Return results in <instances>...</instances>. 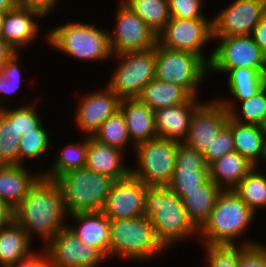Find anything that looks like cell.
Instances as JSON below:
<instances>
[{
  "label": "cell",
  "mask_w": 266,
  "mask_h": 267,
  "mask_svg": "<svg viewBox=\"0 0 266 267\" xmlns=\"http://www.w3.org/2000/svg\"><path fill=\"white\" fill-rule=\"evenodd\" d=\"M167 251L158 240L149 217L110 220V260L118 258L147 265L161 259Z\"/></svg>",
  "instance_id": "5b68a950"
},
{
  "label": "cell",
  "mask_w": 266,
  "mask_h": 267,
  "mask_svg": "<svg viewBox=\"0 0 266 267\" xmlns=\"http://www.w3.org/2000/svg\"><path fill=\"white\" fill-rule=\"evenodd\" d=\"M208 76L209 65L199 55L168 49L157 42L156 79L182 87L191 97H200Z\"/></svg>",
  "instance_id": "52a82bcc"
},
{
  "label": "cell",
  "mask_w": 266,
  "mask_h": 267,
  "mask_svg": "<svg viewBox=\"0 0 266 267\" xmlns=\"http://www.w3.org/2000/svg\"><path fill=\"white\" fill-rule=\"evenodd\" d=\"M251 37L256 45L266 56V13L259 20L258 24L254 27Z\"/></svg>",
  "instance_id": "bcb514c9"
},
{
  "label": "cell",
  "mask_w": 266,
  "mask_h": 267,
  "mask_svg": "<svg viewBox=\"0 0 266 267\" xmlns=\"http://www.w3.org/2000/svg\"><path fill=\"white\" fill-rule=\"evenodd\" d=\"M255 217L258 216L246 205L235 190H223L209 219L198 231L197 243L199 245L227 244L244 246L263 243L252 239L250 236L248 237L249 230L254 227L252 224L257 219Z\"/></svg>",
  "instance_id": "7a4b0ae2"
},
{
  "label": "cell",
  "mask_w": 266,
  "mask_h": 267,
  "mask_svg": "<svg viewBox=\"0 0 266 267\" xmlns=\"http://www.w3.org/2000/svg\"><path fill=\"white\" fill-rule=\"evenodd\" d=\"M81 141L67 143L63 148L60 146L59 154L46 166L47 169L41 170L42 176L55 180L58 176L73 169H83L86 166L87 156V136L81 137Z\"/></svg>",
  "instance_id": "f546056e"
},
{
  "label": "cell",
  "mask_w": 266,
  "mask_h": 267,
  "mask_svg": "<svg viewBox=\"0 0 266 267\" xmlns=\"http://www.w3.org/2000/svg\"><path fill=\"white\" fill-rule=\"evenodd\" d=\"M48 47L79 62H111L108 28L84 21H69L48 28ZM81 60V61H80Z\"/></svg>",
  "instance_id": "277c9868"
},
{
  "label": "cell",
  "mask_w": 266,
  "mask_h": 267,
  "mask_svg": "<svg viewBox=\"0 0 266 267\" xmlns=\"http://www.w3.org/2000/svg\"><path fill=\"white\" fill-rule=\"evenodd\" d=\"M144 207L158 240L168 251L187 240L197 242L198 230L190 222L182 199L167 186L147 185Z\"/></svg>",
  "instance_id": "3957f363"
},
{
  "label": "cell",
  "mask_w": 266,
  "mask_h": 267,
  "mask_svg": "<svg viewBox=\"0 0 266 267\" xmlns=\"http://www.w3.org/2000/svg\"><path fill=\"white\" fill-rule=\"evenodd\" d=\"M157 42L168 49L195 53L209 65L214 44L212 19L171 18L157 35Z\"/></svg>",
  "instance_id": "30bf717a"
},
{
  "label": "cell",
  "mask_w": 266,
  "mask_h": 267,
  "mask_svg": "<svg viewBox=\"0 0 266 267\" xmlns=\"http://www.w3.org/2000/svg\"><path fill=\"white\" fill-rule=\"evenodd\" d=\"M115 11V25L108 29L113 55L146 50L157 44L153 30L121 0Z\"/></svg>",
  "instance_id": "7c38bea8"
},
{
  "label": "cell",
  "mask_w": 266,
  "mask_h": 267,
  "mask_svg": "<svg viewBox=\"0 0 266 267\" xmlns=\"http://www.w3.org/2000/svg\"><path fill=\"white\" fill-rule=\"evenodd\" d=\"M126 154L129 155L120 149L97 141L92 136H87L85 168L108 175L115 180L124 179L131 174V165L126 162L128 158Z\"/></svg>",
  "instance_id": "7402d4cb"
},
{
  "label": "cell",
  "mask_w": 266,
  "mask_h": 267,
  "mask_svg": "<svg viewBox=\"0 0 266 267\" xmlns=\"http://www.w3.org/2000/svg\"><path fill=\"white\" fill-rule=\"evenodd\" d=\"M87 92L76 93L80 98L73 111V121L80 136H93L108 117L120 110L122 101L106 84Z\"/></svg>",
  "instance_id": "5bb4252c"
},
{
  "label": "cell",
  "mask_w": 266,
  "mask_h": 267,
  "mask_svg": "<svg viewBox=\"0 0 266 267\" xmlns=\"http://www.w3.org/2000/svg\"><path fill=\"white\" fill-rule=\"evenodd\" d=\"M12 217L32 242L37 238L44 247L67 226L68 215L58 183L41 176L12 211Z\"/></svg>",
  "instance_id": "6da1fadb"
},
{
  "label": "cell",
  "mask_w": 266,
  "mask_h": 267,
  "mask_svg": "<svg viewBox=\"0 0 266 267\" xmlns=\"http://www.w3.org/2000/svg\"><path fill=\"white\" fill-rule=\"evenodd\" d=\"M158 35L170 21L168 0H121Z\"/></svg>",
  "instance_id": "e575fe53"
},
{
  "label": "cell",
  "mask_w": 266,
  "mask_h": 267,
  "mask_svg": "<svg viewBox=\"0 0 266 267\" xmlns=\"http://www.w3.org/2000/svg\"><path fill=\"white\" fill-rule=\"evenodd\" d=\"M114 59L116 66L106 85L122 100L138 98L144 87L155 79L156 46L113 55L112 62Z\"/></svg>",
  "instance_id": "ba28073f"
},
{
  "label": "cell",
  "mask_w": 266,
  "mask_h": 267,
  "mask_svg": "<svg viewBox=\"0 0 266 267\" xmlns=\"http://www.w3.org/2000/svg\"><path fill=\"white\" fill-rule=\"evenodd\" d=\"M179 142L156 137L135 146L131 175L148 186H167L173 176ZM135 166V167H134Z\"/></svg>",
  "instance_id": "9c48e42d"
},
{
  "label": "cell",
  "mask_w": 266,
  "mask_h": 267,
  "mask_svg": "<svg viewBox=\"0 0 266 267\" xmlns=\"http://www.w3.org/2000/svg\"><path fill=\"white\" fill-rule=\"evenodd\" d=\"M146 184L131 174L116 180L102 212L110 220L145 216Z\"/></svg>",
  "instance_id": "ac0fdd59"
},
{
  "label": "cell",
  "mask_w": 266,
  "mask_h": 267,
  "mask_svg": "<svg viewBox=\"0 0 266 267\" xmlns=\"http://www.w3.org/2000/svg\"><path fill=\"white\" fill-rule=\"evenodd\" d=\"M200 247L204 250L205 267H238L241 254L249 246L201 244Z\"/></svg>",
  "instance_id": "f35d334b"
},
{
  "label": "cell",
  "mask_w": 266,
  "mask_h": 267,
  "mask_svg": "<svg viewBox=\"0 0 266 267\" xmlns=\"http://www.w3.org/2000/svg\"><path fill=\"white\" fill-rule=\"evenodd\" d=\"M238 267H266V243L249 246L241 254Z\"/></svg>",
  "instance_id": "7bdbcfd3"
},
{
  "label": "cell",
  "mask_w": 266,
  "mask_h": 267,
  "mask_svg": "<svg viewBox=\"0 0 266 267\" xmlns=\"http://www.w3.org/2000/svg\"><path fill=\"white\" fill-rule=\"evenodd\" d=\"M201 97H190L180 105L154 111L157 136L184 142L189 133L190 121L195 109L202 103Z\"/></svg>",
  "instance_id": "44dd1931"
},
{
  "label": "cell",
  "mask_w": 266,
  "mask_h": 267,
  "mask_svg": "<svg viewBox=\"0 0 266 267\" xmlns=\"http://www.w3.org/2000/svg\"><path fill=\"white\" fill-rule=\"evenodd\" d=\"M41 18L46 20L47 17L39 10L18 4L15 8L6 12L0 36L17 52H23L22 50L29 46L32 47L40 36L47 46L48 30L44 29L43 37L40 29L42 27L40 22H43Z\"/></svg>",
  "instance_id": "2e32d148"
},
{
  "label": "cell",
  "mask_w": 266,
  "mask_h": 267,
  "mask_svg": "<svg viewBox=\"0 0 266 267\" xmlns=\"http://www.w3.org/2000/svg\"><path fill=\"white\" fill-rule=\"evenodd\" d=\"M266 13V0H232L213 14V38L249 36Z\"/></svg>",
  "instance_id": "9a60e30c"
},
{
  "label": "cell",
  "mask_w": 266,
  "mask_h": 267,
  "mask_svg": "<svg viewBox=\"0 0 266 267\" xmlns=\"http://www.w3.org/2000/svg\"><path fill=\"white\" fill-rule=\"evenodd\" d=\"M9 267H50L46 250L41 247L40 250L32 252L28 257L19 260L16 264Z\"/></svg>",
  "instance_id": "ee69618b"
},
{
  "label": "cell",
  "mask_w": 266,
  "mask_h": 267,
  "mask_svg": "<svg viewBox=\"0 0 266 267\" xmlns=\"http://www.w3.org/2000/svg\"><path fill=\"white\" fill-rule=\"evenodd\" d=\"M190 97L182 87L155 78L144 87L138 98L155 111L180 105Z\"/></svg>",
  "instance_id": "4dcf8cb0"
},
{
  "label": "cell",
  "mask_w": 266,
  "mask_h": 267,
  "mask_svg": "<svg viewBox=\"0 0 266 267\" xmlns=\"http://www.w3.org/2000/svg\"><path fill=\"white\" fill-rule=\"evenodd\" d=\"M36 249L21 225L12 217L0 229V267H9Z\"/></svg>",
  "instance_id": "d4e9b609"
},
{
  "label": "cell",
  "mask_w": 266,
  "mask_h": 267,
  "mask_svg": "<svg viewBox=\"0 0 266 267\" xmlns=\"http://www.w3.org/2000/svg\"><path fill=\"white\" fill-rule=\"evenodd\" d=\"M205 0H168L171 18L176 19H212L204 12ZM205 7V8H204Z\"/></svg>",
  "instance_id": "60d3db41"
},
{
  "label": "cell",
  "mask_w": 266,
  "mask_h": 267,
  "mask_svg": "<svg viewBox=\"0 0 266 267\" xmlns=\"http://www.w3.org/2000/svg\"><path fill=\"white\" fill-rule=\"evenodd\" d=\"M15 53H17V51L0 36V67Z\"/></svg>",
  "instance_id": "7dc6e473"
},
{
  "label": "cell",
  "mask_w": 266,
  "mask_h": 267,
  "mask_svg": "<svg viewBox=\"0 0 266 267\" xmlns=\"http://www.w3.org/2000/svg\"><path fill=\"white\" fill-rule=\"evenodd\" d=\"M222 191L209 178L198 189L186 192V196L182 199V202L190 222L198 231L209 219Z\"/></svg>",
  "instance_id": "83f0119b"
},
{
  "label": "cell",
  "mask_w": 266,
  "mask_h": 267,
  "mask_svg": "<svg viewBox=\"0 0 266 267\" xmlns=\"http://www.w3.org/2000/svg\"><path fill=\"white\" fill-rule=\"evenodd\" d=\"M67 226L82 243L96 247L110 261V219L102 211L71 214Z\"/></svg>",
  "instance_id": "ffe728a7"
},
{
  "label": "cell",
  "mask_w": 266,
  "mask_h": 267,
  "mask_svg": "<svg viewBox=\"0 0 266 267\" xmlns=\"http://www.w3.org/2000/svg\"><path fill=\"white\" fill-rule=\"evenodd\" d=\"M265 162V163H264ZM265 164L266 165V137L264 139V147H263V156L259 162V164L256 166L257 168H261L262 167V164ZM261 164V165H260ZM261 166V167H260ZM266 167V166H265Z\"/></svg>",
  "instance_id": "f907efd6"
},
{
  "label": "cell",
  "mask_w": 266,
  "mask_h": 267,
  "mask_svg": "<svg viewBox=\"0 0 266 267\" xmlns=\"http://www.w3.org/2000/svg\"><path fill=\"white\" fill-rule=\"evenodd\" d=\"M12 218V212L0 203V229Z\"/></svg>",
  "instance_id": "c3c4849f"
},
{
  "label": "cell",
  "mask_w": 266,
  "mask_h": 267,
  "mask_svg": "<svg viewBox=\"0 0 266 267\" xmlns=\"http://www.w3.org/2000/svg\"><path fill=\"white\" fill-rule=\"evenodd\" d=\"M208 179L209 166L204 155L185 142H179L174 173L167 187L183 199L186 192L198 189Z\"/></svg>",
  "instance_id": "d6986e66"
},
{
  "label": "cell",
  "mask_w": 266,
  "mask_h": 267,
  "mask_svg": "<svg viewBox=\"0 0 266 267\" xmlns=\"http://www.w3.org/2000/svg\"><path fill=\"white\" fill-rule=\"evenodd\" d=\"M229 97H215L220 103H235L251 98L265 87V74L257 69H231L225 76Z\"/></svg>",
  "instance_id": "4316f807"
},
{
  "label": "cell",
  "mask_w": 266,
  "mask_h": 267,
  "mask_svg": "<svg viewBox=\"0 0 266 267\" xmlns=\"http://www.w3.org/2000/svg\"><path fill=\"white\" fill-rule=\"evenodd\" d=\"M21 53L22 52L15 53L0 67V108L6 107L7 104V106H9L10 101L13 102L11 103L13 104V106L14 103L15 105H17V101L15 100L18 98V92L21 88L23 82L22 80H24L22 79V71H24V69L26 68L22 66L23 63L21 61ZM13 96L16 99H13Z\"/></svg>",
  "instance_id": "d590c367"
},
{
  "label": "cell",
  "mask_w": 266,
  "mask_h": 267,
  "mask_svg": "<svg viewBox=\"0 0 266 267\" xmlns=\"http://www.w3.org/2000/svg\"><path fill=\"white\" fill-rule=\"evenodd\" d=\"M253 168L252 163L234 151L209 165V178L222 190H234Z\"/></svg>",
  "instance_id": "484cf974"
},
{
  "label": "cell",
  "mask_w": 266,
  "mask_h": 267,
  "mask_svg": "<svg viewBox=\"0 0 266 267\" xmlns=\"http://www.w3.org/2000/svg\"><path fill=\"white\" fill-rule=\"evenodd\" d=\"M234 138L232 130L226 125L219 133L218 137L215 138L211 148H208L204 154L206 164L209 166L214 161L221 158L227 153L234 152Z\"/></svg>",
  "instance_id": "b9f144b4"
},
{
  "label": "cell",
  "mask_w": 266,
  "mask_h": 267,
  "mask_svg": "<svg viewBox=\"0 0 266 267\" xmlns=\"http://www.w3.org/2000/svg\"><path fill=\"white\" fill-rule=\"evenodd\" d=\"M131 143H140L154 139L157 136L154 110L139 98L123 99L120 104Z\"/></svg>",
  "instance_id": "cb8c5ba5"
},
{
  "label": "cell",
  "mask_w": 266,
  "mask_h": 267,
  "mask_svg": "<svg viewBox=\"0 0 266 267\" xmlns=\"http://www.w3.org/2000/svg\"><path fill=\"white\" fill-rule=\"evenodd\" d=\"M97 141L124 151L131 147L134 152L135 146L131 143L125 117L121 110L108 117L92 136ZM128 147V149H127Z\"/></svg>",
  "instance_id": "836d02e7"
},
{
  "label": "cell",
  "mask_w": 266,
  "mask_h": 267,
  "mask_svg": "<svg viewBox=\"0 0 266 267\" xmlns=\"http://www.w3.org/2000/svg\"><path fill=\"white\" fill-rule=\"evenodd\" d=\"M63 0H19V4L41 11L46 17L50 16L58 8Z\"/></svg>",
  "instance_id": "f6af8a7d"
},
{
  "label": "cell",
  "mask_w": 266,
  "mask_h": 267,
  "mask_svg": "<svg viewBox=\"0 0 266 267\" xmlns=\"http://www.w3.org/2000/svg\"><path fill=\"white\" fill-rule=\"evenodd\" d=\"M58 183L67 215L102 211L116 181L108 175L86 168L73 169L58 176Z\"/></svg>",
  "instance_id": "8992f818"
},
{
  "label": "cell",
  "mask_w": 266,
  "mask_h": 267,
  "mask_svg": "<svg viewBox=\"0 0 266 267\" xmlns=\"http://www.w3.org/2000/svg\"><path fill=\"white\" fill-rule=\"evenodd\" d=\"M50 267H99L108 258L96 247L84 244L66 226L44 247Z\"/></svg>",
  "instance_id": "4fadbf2b"
},
{
  "label": "cell",
  "mask_w": 266,
  "mask_h": 267,
  "mask_svg": "<svg viewBox=\"0 0 266 267\" xmlns=\"http://www.w3.org/2000/svg\"><path fill=\"white\" fill-rule=\"evenodd\" d=\"M19 4V0H0V11L8 12Z\"/></svg>",
  "instance_id": "681fc988"
},
{
  "label": "cell",
  "mask_w": 266,
  "mask_h": 267,
  "mask_svg": "<svg viewBox=\"0 0 266 267\" xmlns=\"http://www.w3.org/2000/svg\"><path fill=\"white\" fill-rule=\"evenodd\" d=\"M28 165H0V203L11 212L25 198L31 187L42 176Z\"/></svg>",
  "instance_id": "603a6c76"
},
{
  "label": "cell",
  "mask_w": 266,
  "mask_h": 267,
  "mask_svg": "<svg viewBox=\"0 0 266 267\" xmlns=\"http://www.w3.org/2000/svg\"><path fill=\"white\" fill-rule=\"evenodd\" d=\"M21 100V105H15V129L18 134V138H21L24 134L37 129L43 122L44 118L39 114V106L43 105L41 99L26 98ZM24 100V102H22ZM31 100V101H30ZM40 105H39V104Z\"/></svg>",
  "instance_id": "ab89813d"
},
{
  "label": "cell",
  "mask_w": 266,
  "mask_h": 267,
  "mask_svg": "<svg viewBox=\"0 0 266 267\" xmlns=\"http://www.w3.org/2000/svg\"><path fill=\"white\" fill-rule=\"evenodd\" d=\"M5 12H3V11H0V31H1V27H2V22H3V18H4V16H5Z\"/></svg>",
  "instance_id": "f5cc1de1"
},
{
  "label": "cell",
  "mask_w": 266,
  "mask_h": 267,
  "mask_svg": "<svg viewBox=\"0 0 266 267\" xmlns=\"http://www.w3.org/2000/svg\"><path fill=\"white\" fill-rule=\"evenodd\" d=\"M49 134L43 122L37 129H33L20 138L19 165H27L25 164L27 160L26 163L43 160L42 158L48 155L47 152L50 154L53 139Z\"/></svg>",
  "instance_id": "8d00e7d4"
},
{
  "label": "cell",
  "mask_w": 266,
  "mask_h": 267,
  "mask_svg": "<svg viewBox=\"0 0 266 267\" xmlns=\"http://www.w3.org/2000/svg\"><path fill=\"white\" fill-rule=\"evenodd\" d=\"M260 131L266 137V115L262 119L261 123L259 124Z\"/></svg>",
  "instance_id": "816d5d0a"
},
{
  "label": "cell",
  "mask_w": 266,
  "mask_h": 267,
  "mask_svg": "<svg viewBox=\"0 0 266 267\" xmlns=\"http://www.w3.org/2000/svg\"><path fill=\"white\" fill-rule=\"evenodd\" d=\"M261 170L254 166L234 189L257 216L260 210L266 209V171Z\"/></svg>",
  "instance_id": "d6a6232c"
},
{
  "label": "cell",
  "mask_w": 266,
  "mask_h": 267,
  "mask_svg": "<svg viewBox=\"0 0 266 267\" xmlns=\"http://www.w3.org/2000/svg\"><path fill=\"white\" fill-rule=\"evenodd\" d=\"M222 104L232 120L241 124L259 125L266 115V86L251 98Z\"/></svg>",
  "instance_id": "74e56055"
},
{
  "label": "cell",
  "mask_w": 266,
  "mask_h": 267,
  "mask_svg": "<svg viewBox=\"0 0 266 267\" xmlns=\"http://www.w3.org/2000/svg\"><path fill=\"white\" fill-rule=\"evenodd\" d=\"M228 119L229 112L222 103L215 98L205 99L192 114L189 133L184 142L204 155L227 125Z\"/></svg>",
  "instance_id": "e0dca14e"
},
{
  "label": "cell",
  "mask_w": 266,
  "mask_h": 267,
  "mask_svg": "<svg viewBox=\"0 0 266 267\" xmlns=\"http://www.w3.org/2000/svg\"><path fill=\"white\" fill-rule=\"evenodd\" d=\"M0 108V165H19L20 138L15 129V107Z\"/></svg>",
  "instance_id": "1f68e13d"
},
{
  "label": "cell",
  "mask_w": 266,
  "mask_h": 267,
  "mask_svg": "<svg viewBox=\"0 0 266 267\" xmlns=\"http://www.w3.org/2000/svg\"><path fill=\"white\" fill-rule=\"evenodd\" d=\"M209 75H226L231 69L250 68L266 73V56L249 36L214 38ZM211 73V74H210Z\"/></svg>",
  "instance_id": "8fae6325"
},
{
  "label": "cell",
  "mask_w": 266,
  "mask_h": 267,
  "mask_svg": "<svg viewBox=\"0 0 266 267\" xmlns=\"http://www.w3.org/2000/svg\"><path fill=\"white\" fill-rule=\"evenodd\" d=\"M227 126L232 130L235 150L257 166L263 156L265 139L259 125L241 124L229 117Z\"/></svg>",
  "instance_id": "f1b7e54d"
}]
</instances>
